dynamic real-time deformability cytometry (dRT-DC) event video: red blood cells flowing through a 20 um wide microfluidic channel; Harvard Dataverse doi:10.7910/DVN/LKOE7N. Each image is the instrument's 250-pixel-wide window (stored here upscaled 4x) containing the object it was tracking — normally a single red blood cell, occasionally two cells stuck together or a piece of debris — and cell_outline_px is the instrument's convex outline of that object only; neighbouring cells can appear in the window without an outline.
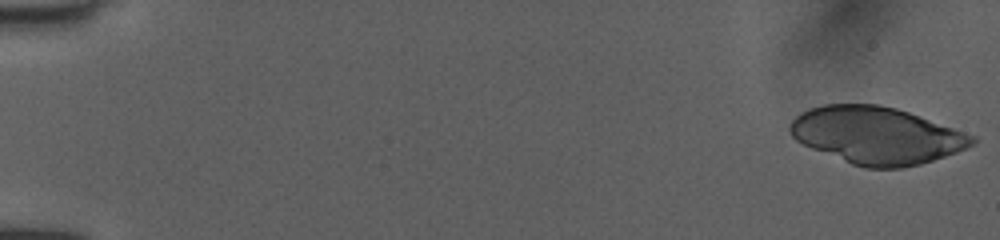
{"species": "human", "species_latin": "Homo sapiens", "temperature_condition": "room temperature", "stored_images_in_passage": 28, "camera_frame_rate_fps": 3000, "um_per_image_px": 0.085, "donor": {"sex": "female"}, "frame": {"image": 1, "passage_image": 1, "time_ms": 0.0, "image_size_px": [1000, 240], "cell_outline_px": [[976, 140], [972, 144], [964, 148], [944, 156], [920, 164], [904, 168], [864, 168], [852, 164], [812, 148], [796, 140], [792, 136], [788, 128], [792, 120], [796, 116], [808, 108], [824, 104], [880, 104], [896, 108], [908, 112], [972, 136]], "centroid_in_image_um": [74.43, 11.5], "position_along_channel_um": 10.6, "area_um2": 59.77}}
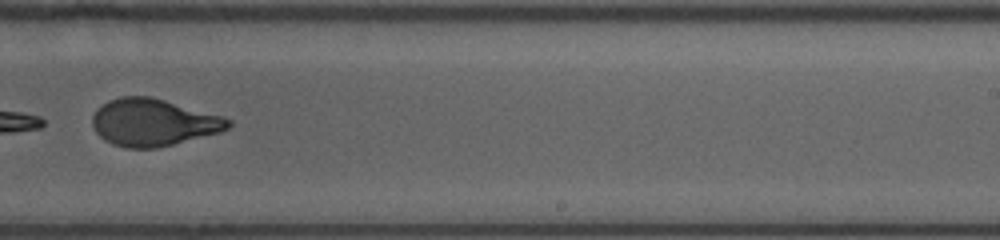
{"frame": {"image": 2, "passage_image": 26, "time_ms": 8.333, "image_size_px": [1000, 240], "cell_outline_px": [[232, 124], [228, 128], [220, 132], [156, 148], [128, 148], [112, 144], [104, 140], [96, 132], [92, 124], [92, 116], [108, 100], [120, 96], [148, 96], [164, 100], [224, 116], [232, 120]], "centroid_in_image_um": [13.04, 10.4], "position_along_channel_um": 276.0, "area_um2": 37.11}}